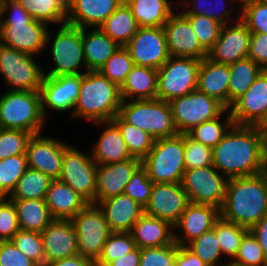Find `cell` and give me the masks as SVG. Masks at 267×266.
<instances>
[{
	"label": "cell",
	"instance_id": "obj_38",
	"mask_svg": "<svg viewBox=\"0 0 267 266\" xmlns=\"http://www.w3.org/2000/svg\"><path fill=\"white\" fill-rule=\"evenodd\" d=\"M33 17L43 23H66L68 0H17Z\"/></svg>",
	"mask_w": 267,
	"mask_h": 266
},
{
	"label": "cell",
	"instance_id": "obj_54",
	"mask_svg": "<svg viewBox=\"0 0 267 266\" xmlns=\"http://www.w3.org/2000/svg\"><path fill=\"white\" fill-rule=\"evenodd\" d=\"M3 197L0 200V241L11 240L20 230L13 202Z\"/></svg>",
	"mask_w": 267,
	"mask_h": 266
},
{
	"label": "cell",
	"instance_id": "obj_21",
	"mask_svg": "<svg viewBox=\"0 0 267 266\" xmlns=\"http://www.w3.org/2000/svg\"><path fill=\"white\" fill-rule=\"evenodd\" d=\"M169 55L172 57H192L199 60L207 57L189 20L182 14L172 16L163 26Z\"/></svg>",
	"mask_w": 267,
	"mask_h": 266
},
{
	"label": "cell",
	"instance_id": "obj_25",
	"mask_svg": "<svg viewBox=\"0 0 267 266\" xmlns=\"http://www.w3.org/2000/svg\"><path fill=\"white\" fill-rule=\"evenodd\" d=\"M124 0H68L66 23L99 28Z\"/></svg>",
	"mask_w": 267,
	"mask_h": 266
},
{
	"label": "cell",
	"instance_id": "obj_34",
	"mask_svg": "<svg viewBox=\"0 0 267 266\" xmlns=\"http://www.w3.org/2000/svg\"><path fill=\"white\" fill-rule=\"evenodd\" d=\"M139 27H163L172 16L168 0H124Z\"/></svg>",
	"mask_w": 267,
	"mask_h": 266
},
{
	"label": "cell",
	"instance_id": "obj_57",
	"mask_svg": "<svg viewBox=\"0 0 267 266\" xmlns=\"http://www.w3.org/2000/svg\"><path fill=\"white\" fill-rule=\"evenodd\" d=\"M208 0H206V2H207ZM212 2H213V0H211ZM210 1V2H211ZM221 1V0H220ZM192 2H194V9L193 8H191V6H190V9L188 10V11H186V9H185V12L184 13H182L183 15H203V16H205V17H209V18H211V19H214V20H216V21H218V22H220V23H222L223 25H225V24H228L227 22L229 21V15H230V10L228 11V9H226V10H224V8L222 7V10H224L223 12H221V11H219V12H216L215 13V9L214 10H212L211 11V6H212V4L213 3H215V2H213V3H208V4H210V6H208L207 5V7H206V4H204V3H206L205 2V0H192ZM196 2V3H195ZM201 2H203V4L201 3ZM224 3H222V2H216V6H218V8L217 9H219L220 8V6L219 5H223ZM206 8H205V7ZM220 10V9H219ZM225 18V19H224ZM226 19H228V21L226 20Z\"/></svg>",
	"mask_w": 267,
	"mask_h": 266
},
{
	"label": "cell",
	"instance_id": "obj_45",
	"mask_svg": "<svg viewBox=\"0 0 267 266\" xmlns=\"http://www.w3.org/2000/svg\"><path fill=\"white\" fill-rule=\"evenodd\" d=\"M186 247L197 255L208 266H215L220 256H222L221 248L217 240L215 230L203 233L200 237L187 242Z\"/></svg>",
	"mask_w": 267,
	"mask_h": 266
},
{
	"label": "cell",
	"instance_id": "obj_40",
	"mask_svg": "<svg viewBox=\"0 0 267 266\" xmlns=\"http://www.w3.org/2000/svg\"><path fill=\"white\" fill-rule=\"evenodd\" d=\"M213 229L216 232L222 254H226L234 259L238 253L242 239L249 232V229L225 221L221 217L214 223Z\"/></svg>",
	"mask_w": 267,
	"mask_h": 266
},
{
	"label": "cell",
	"instance_id": "obj_12",
	"mask_svg": "<svg viewBox=\"0 0 267 266\" xmlns=\"http://www.w3.org/2000/svg\"><path fill=\"white\" fill-rule=\"evenodd\" d=\"M96 167L91 157L64 143L61 182L70 186L89 204L96 205Z\"/></svg>",
	"mask_w": 267,
	"mask_h": 266
},
{
	"label": "cell",
	"instance_id": "obj_49",
	"mask_svg": "<svg viewBox=\"0 0 267 266\" xmlns=\"http://www.w3.org/2000/svg\"><path fill=\"white\" fill-rule=\"evenodd\" d=\"M32 136L25 130L0 128V160L26 154L27 144Z\"/></svg>",
	"mask_w": 267,
	"mask_h": 266
},
{
	"label": "cell",
	"instance_id": "obj_9",
	"mask_svg": "<svg viewBox=\"0 0 267 266\" xmlns=\"http://www.w3.org/2000/svg\"><path fill=\"white\" fill-rule=\"evenodd\" d=\"M169 104L178 134H187L195 126L220 117L229 110L217 99L197 90L173 99Z\"/></svg>",
	"mask_w": 267,
	"mask_h": 266
},
{
	"label": "cell",
	"instance_id": "obj_3",
	"mask_svg": "<svg viewBox=\"0 0 267 266\" xmlns=\"http://www.w3.org/2000/svg\"><path fill=\"white\" fill-rule=\"evenodd\" d=\"M9 8L12 14L3 20L1 17ZM46 25L34 20L17 0H0V44L34 55L41 52L50 39Z\"/></svg>",
	"mask_w": 267,
	"mask_h": 266
},
{
	"label": "cell",
	"instance_id": "obj_20",
	"mask_svg": "<svg viewBox=\"0 0 267 266\" xmlns=\"http://www.w3.org/2000/svg\"><path fill=\"white\" fill-rule=\"evenodd\" d=\"M82 74L44 76L40 94L45 117L48 105L53 110L66 111L75 107L79 97Z\"/></svg>",
	"mask_w": 267,
	"mask_h": 266
},
{
	"label": "cell",
	"instance_id": "obj_64",
	"mask_svg": "<svg viewBox=\"0 0 267 266\" xmlns=\"http://www.w3.org/2000/svg\"><path fill=\"white\" fill-rule=\"evenodd\" d=\"M215 266H218V265L216 264ZM219 266H240V265L232 260V262L230 261L229 263H226L224 265L219 264Z\"/></svg>",
	"mask_w": 267,
	"mask_h": 266
},
{
	"label": "cell",
	"instance_id": "obj_51",
	"mask_svg": "<svg viewBox=\"0 0 267 266\" xmlns=\"http://www.w3.org/2000/svg\"><path fill=\"white\" fill-rule=\"evenodd\" d=\"M240 20L251 33L267 34V3L246 1L241 6Z\"/></svg>",
	"mask_w": 267,
	"mask_h": 266
},
{
	"label": "cell",
	"instance_id": "obj_58",
	"mask_svg": "<svg viewBox=\"0 0 267 266\" xmlns=\"http://www.w3.org/2000/svg\"><path fill=\"white\" fill-rule=\"evenodd\" d=\"M175 266H208L186 246L177 244Z\"/></svg>",
	"mask_w": 267,
	"mask_h": 266
},
{
	"label": "cell",
	"instance_id": "obj_52",
	"mask_svg": "<svg viewBox=\"0 0 267 266\" xmlns=\"http://www.w3.org/2000/svg\"><path fill=\"white\" fill-rule=\"evenodd\" d=\"M153 184L148 178L146 169L141 165L126 185L124 194L145 208L150 200Z\"/></svg>",
	"mask_w": 267,
	"mask_h": 266
},
{
	"label": "cell",
	"instance_id": "obj_65",
	"mask_svg": "<svg viewBox=\"0 0 267 266\" xmlns=\"http://www.w3.org/2000/svg\"><path fill=\"white\" fill-rule=\"evenodd\" d=\"M249 1H252V2H264V3H267V0H249Z\"/></svg>",
	"mask_w": 267,
	"mask_h": 266
},
{
	"label": "cell",
	"instance_id": "obj_55",
	"mask_svg": "<svg viewBox=\"0 0 267 266\" xmlns=\"http://www.w3.org/2000/svg\"><path fill=\"white\" fill-rule=\"evenodd\" d=\"M0 266H38L26 257L11 240L0 241Z\"/></svg>",
	"mask_w": 267,
	"mask_h": 266
},
{
	"label": "cell",
	"instance_id": "obj_5",
	"mask_svg": "<svg viewBox=\"0 0 267 266\" xmlns=\"http://www.w3.org/2000/svg\"><path fill=\"white\" fill-rule=\"evenodd\" d=\"M44 115L40 91L8 90L0 97V128L41 134Z\"/></svg>",
	"mask_w": 267,
	"mask_h": 266
},
{
	"label": "cell",
	"instance_id": "obj_26",
	"mask_svg": "<svg viewBox=\"0 0 267 266\" xmlns=\"http://www.w3.org/2000/svg\"><path fill=\"white\" fill-rule=\"evenodd\" d=\"M97 205L112 232H130L144 214V207L124 193L102 200Z\"/></svg>",
	"mask_w": 267,
	"mask_h": 266
},
{
	"label": "cell",
	"instance_id": "obj_22",
	"mask_svg": "<svg viewBox=\"0 0 267 266\" xmlns=\"http://www.w3.org/2000/svg\"><path fill=\"white\" fill-rule=\"evenodd\" d=\"M41 237L45 264L78 255L76 230L69 219H53Z\"/></svg>",
	"mask_w": 267,
	"mask_h": 266
},
{
	"label": "cell",
	"instance_id": "obj_18",
	"mask_svg": "<svg viewBox=\"0 0 267 266\" xmlns=\"http://www.w3.org/2000/svg\"><path fill=\"white\" fill-rule=\"evenodd\" d=\"M237 22L223 25L216 43L207 51L208 59L230 65L248 57L251 32L240 18Z\"/></svg>",
	"mask_w": 267,
	"mask_h": 266
},
{
	"label": "cell",
	"instance_id": "obj_53",
	"mask_svg": "<svg viewBox=\"0 0 267 266\" xmlns=\"http://www.w3.org/2000/svg\"><path fill=\"white\" fill-rule=\"evenodd\" d=\"M177 244L140 249V266H175Z\"/></svg>",
	"mask_w": 267,
	"mask_h": 266
},
{
	"label": "cell",
	"instance_id": "obj_37",
	"mask_svg": "<svg viewBox=\"0 0 267 266\" xmlns=\"http://www.w3.org/2000/svg\"><path fill=\"white\" fill-rule=\"evenodd\" d=\"M52 179L38 170L27 168L19 179L15 189L9 196L10 200L43 199L50 188Z\"/></svg>",
	"mask_w": 267,
	"mask_h": 266
},
{
	"label": "cell",
	"instance_id": "obj_36",
	"mask_svg": "<svg viewBox=\"0 0 267 266\" xmlns=\"http://www.w3.org/2000/svg\"><path fill=\"white\" fill-rule=\"evenodd\" d=\"M262 68L246 57L229 65L228 109L252 85Z\"/></svg>",
	"mask_w": 267,
	"mask_h": 266
},
{
	"label": "cell",
	"instance_id": "obj_1",
	"mask_svg": "<svg viewBox=\"0 0 267 266\" xmlns=\"http://www.w3.org/2000/svg\"><path fill=\"white\" fill-rule=\"evenodd\" d=\"M212 156L213 166L227 179L267 170L264 135L257 126L233 125L213 148Z\"/></svg>",
	"mask_w": 267,
	"mask_h": 266
},
{
	"label": "cell",
	"instance_id": "obj_47",
	"mask_svg": "<svg viewBox=\"0 0 267 266\" xmlns=\"http://www.w3.org/2000/svg\"><path fill=\"white\" fill-rule=\"evenodd\" d=\"M13 244L38 266H45V253L41 233L22 231L11 239Z\"/></svg>",
	"mask_w": 267,
	"mask_h": 266
},
{
	"label": "cell",
	"instance_id": "obj_30",
	"mask_svg": "<svg viewBox=\"0 0 267 266\" xmlns=\"http://www.w3.org/2000/svg\"><path fill=\"white\" fill-rule=\"evenodd\" d=\"M108 127L101 134L95 144L92 158L97 165L121 162L132 158L121 131L113 121L98 122Z\"/></svg>",
	"mask_w": 267,
	"mask_h": 266
},
{
	"label": "cell",
	"instance_id": "obj_48",
	"mask_svg": "<svg viewBox=\"0 0 267 266\" xmlns=\"http://www.w3.org/2000/svg\"><path fill=\"white\" fill-rule=\"evenodd\" d=\"M213 148L193 140L184 134L185 170L213 165Z\"/></svg>",
	"mask_w": 267,
	"mask_h": 266
},
{
	"label": "cell",
	"instance_id": "obj_19",
	"mask_svg": "<svg viewBox=\"0 0 267 266\" xmlns=\"http://www.w3.org/2000/svg\"><path fill=\"white\" fill-rule=\"evenodd\" d=\"M26 157L28 168L38 170L52 180H58L62 169L64 144L40 134L33 135L27 144Z\"/></svg>",
	"mask_w": 267,
	"mask_h": 266
},
{
	"label": "cell",
	"instance_id": "obj_61",
	"mask_svg": "<svg viewBox=\"0 0 267 266\" xmlns=\"http://www.w3.org/2000/svg\"><path fill=\"white\" fill-rule=\"evenodd\" d=\"M95 262L91 259L80 256L79 254L70 258H64L45 264V266H94Z\"/></svg>",
	"mask_w": 267,
	"mask_h": 266
},
{
	"label": "cell",
	"instance_id": "obj_31",
	"mask_svg": "<svg viewBox=\"0 0 267 266\" xmlns=\"http://www.w3.org/2000/svg\"><path fill=\"white\" fill-rule=\"evenodd\" d=\"M82 46L87 71H98L120 47L100 28L88 33L82 28Z\"/></svg>",
	"mask_w": 267,
	"mask_h": 266
},
{
	"label": "cell",
	"instance_id": "obj_50",
	"mask_svg": "<svg viewBox=\"0 0 267 266\" xmlns=\"http://www.w3.org/2000/svg\"><path fill=\"white\" fill-rule=\"evenodd\" d=\"M233 261L240 266H267V258L262 247L250 231L242 239Z\"/></svg>",
	"mask_w": 267,
	"mask_h": 266
},
{
	"label": "cell",
	"instance_id": "obj_33",
	"mask_svg": "<svg viewBox=\"0 0 267 266\" xmlns=\"http://www.w3.org/2000/svg\"><path fill=\"white\" fill-rule=\"evenodd\" d=\"M15 206L19 228L41 233L54 219L43 199L11 200Z\"/></svg>",
	"mask_w": 267,
	"mask_h": 266
},
{
	"label": "cell",
	"instance_id": "obj_2",
	"mask_svg": "<svg viewBox=\"0 0 267 266\" xmlns=\"http://www.w3.org/2000/svg\"><path fill=\"white\" fill-rule=\"evenodd\" d=\"M267 216V170L228 179L220 217L250 229Z\"/></svg>",
	"mask_w": 267,
	"mask_h": 266
},
{
	"label": "cell",
	"instance_id": "obj_10",
	"mask_svg": "<svg viewBox=\"0 0 267 266\" xmlns=\"http://www.w3.org/2000/svg\"><path fill=\"white\" fill-rule=\"evenodd\" d=\"M77 235L78 254L96 262L112 231L103 211L95 204H88L71 219Z\"/></svg>",
	"mask_w": 267,
	"mask_h": 266
},
{
	"label": "cell",
	"instance_id": "obj_66",
	"mask_svg": "<svg viewBox=\"0 0 267 266\" xmlns=\"http://www.w3.org/2000/svg\"><path fill=\"white\" fill-rule=\"evenodd\" d=\"M236 1H240V3L243 4L244 2H246L248 0H236Z\"/></svg>",
	"mask_w": 267,
	"mask_h": 266
},
{
	"label": "cell",
	"instance_id": "obj_59",
	"mask_svg": "<svg viewBox=\"0 0 267 266\" xmlns=\"http://www.w3.org/2000/svg\"><path fill=\"white\" fill-rule=\"evenodd\" d=\"M249 231L259 241L262 247L263 253L267 258V216L263 217L255 225H253Z\"/></svg>",
	"mask_w": 267,
	"mask_h": 266
},
{
	"label": "cell",
	"instance_id": "obj_28",
	"mask_svg": "<svg viewBox=\"0 0 267 266\" xmlns=\"http://www.w3.org/2000/svg\"><path fill=\"white\" fill-rule=\"evenodd\" d=\"M229 65L202 59L198 73L197 91L217 99L228 109Z\"/></svg>",
	"mask_w": 267,
	"mask_h": 266
},
{
	"label": "cell",
	"instance_id": "obj_23",
	"mask_svg": "<svg viewBox=\"0 0 267 266\" xmlns=\"http://www.w3.org/2000/svg\"><path fill=\"white\" fill-rule=\"evenodd\" d=\"M142 165V160L131 159L96 167V205L105 199L124 193L134 172Z\"/></svg>",
	"mask_w": 267,
	"mask_h": 266
},
{
	"label": "cell",
	"instance_id": "obj_15",
	"mask_svg": "<svg viewBox=\"0 0 267 266\" xmlns=\"http://www.w3.org/2000/svg\"><path fill=\"white\" fill-rule=\"evenodd\" d=\"M125 48L137 66L159 69L170 58L163 27H140Z\"/></svg>",
	"mask_w": 267,
	"mask_h": 266
},
{
	"label": "cell",
	"instance_id": "obj_39",
	"mask_svg": "<svg viewBox=\"0 0 267 266\" xmlns=\"http://www.w3.org/2000/svg\"><path fill=\"white\" fill-rule=\"evenodd\" d=\"M112 121L120 129L132 157L143 160L152 149L155 139L144 130L128 124L119 115Z\"/></svg>",
	"mask_w": 267,
	"mask_h": 266
},
{
	"label": "cell",
	"instance_id": "obj_41",
	"mask_svg": "<svg viewBox=\"0 0 267 266\" xmlns=\"http://www.w3.org/2000/svg\"><path fill=\"white\" fill-rule=\"evenodd\" d=\"M27 168L26 154L0 160V195H10Z\"/></svg>",
	"mask_w": 267,
	"mask_h": 266
},
{
	"label": "cell",
	"instance_id": "obj_35",
	"mask_svg": "<svg viewBox=\"0 0 267 266\" xmlns=\"http://www.w3.org/2000/svg\"><path fill=\"white\" fill-rule=\"evenodd\" d=\"M120 46H126L140 28L131 9L123 2L99 27Z\"/></svg>",
	"mask_w": 267,
	"mask_h": 266
},
{
	"label": "cell",
	"instance_id": "obj_42",
	"mask_svg": "<svg viewBox=\"0 0 267 266\" xmlns=\"http://www.w3.org/2000/svg\"><path fill=\"white\" fill-rule=\"evenodd\" d=\"M219 117L195 126L187 134L195 141L214 148L234 125L231 113L228 111L227 121L225 124L219 122Z\"/></svg>",
	"mask_w": 267,
	"mask_h": 266
},
{
	"label": "cell",
	"instance_id": "obj_8",
	"mask_svg": "<svg viewBox=\"0 0 267 266\" xmlns=\"http://www.w3.org/2000/svg\"><path fill=\"white\" fill-rule=\"evenodd\" d=\"M201 61L192 57H172L157 69V99L170 102L196 91Z\"/></svg>",
	"mask_w": 267,
	"mask_h": 266
},
{
	"label": "cell",
	"instance_id": "obj_46",
	"mask_svg": "<svg viewBox=\"0 0 267 266\" xmlns=\"http://www.w3.org/2000/svg\"><path fill=\"white\" fill-rule=\"evenodd\" d=\"M190 22L201 46L208 51L220 36L223 24L203 15H184Z\"/></svg>",
	"mask_w": 267,
	"mask_h": 266
},
{
	"label": "cell",
	"instance_id": "obj_7",
	"mask_svg": "<svg viewBox=\"0 0 267 266\" xmlns=\"http://www.w3.org/2000/svg\"><path fill=\"white\" fill-rule=\"evenodd\" d=\"M142 166L153 183H181L185 172L184 134L155 140Z\"/></svg>",
	"mask_w": 267,
	"mask_h": 266
},
{
	"label": "cell",
	"instance_id": "obj_24",
	"mask_svg": "<svg viewBox=\"0 0 267 266\" xmlns=\"http://www.w3.org/2000/svg\"><path fill=\"white\" fill-rule=\"evenodd\" d=\"M219 218L220 209L217 207L190 202L178 221L173 225L174 228L183 229V235L186 237L182 238V235H177L175 232L174 242L180 246H186L187 240L191 242L211 230Z\"/></svg>",
	"mask_w": 267,
	"mask_h": 266
},
{
	"label": "cell",
	"instance_id": "obj_32",
	"mask_svg": "<svg viewBox=\"0 0 267 266\" xmlns=\"http://www.w3.org/2000/svg\"><path fill=\"white\" fill-rule=\"evenodd\" d=\"M157 69L135 65L120 87L122 100L157 99Z\"/></svg>",
	"mask_w": 267,
	"mask_h": 266
},
{
	"label": "cell",
	"instance_id": "obj_56",
	"mask_svg": "<svg viewBox=\"0 0 267 266\" xmlns=\"http://www.w3.org/2000/svg\"><path fill=\"white\" fill-rule=\"evenodd\" d=\"M248 57L258 64L263 70H267L266 33H251Z\"/></svg>",
	"mask_w": 267,
	"mask_h": 266
},
{
	"label": "cell",
	"instance_id": "obj_13",
	"mask_svg": "<svg viewBox=\"0 0 267 266\" xmlns=\"http://www.w3.org/2000/svg\"><path fill=\"white\" fill-rule=\"evenodd\" d=\"M223 176L213 165L195 168L185 170L181 184L190 202L221 209L228 182Z\"/></svg>",
	"mask_w": 267,
	"mask_h": 266
},
{
	"label": "cell",
	"instance_id": "obj_14",
	"mask_svg": "<svg viewBox=\"0 0 267 266\" xmlns=\"http://www.w3.org/2000/svg\"><path fill=\"white\" fill-rule=\"evenodd\" d=\"M52 43V56L55 66L45 76L84 74L78 71L80 64L86 67L82 46V28L62 24Z\"/></svg>",
	"mask_w": 267,
	"mask_h": 266
},
{
	"label": "cell",
	"instance_id": "obj_43",
	"mask_svg": "<svg viewBox=\"0 0 267 266\" xmlns=\"http://www.w3.org/2000/svg\"><path fill=\"white\" fill-rule=\"evenodd\" d=\"M134 66L128 50L120 46L98 71L109 81L121 87Z\"/></svg>",
	"mask_w": 267,
	"mask_h": 266
},
{
	"label": "cell",
	"instance_id": "obj_11",
	"mask_svg": "<svg viewBox=\"0 0 267 266\" xmlns=\"http://www.w3.org/2000/svg\"><path fill=\"white\" fill-rule=\"evenodd\" d=\"M34 55L0 44V73L19 91H40L44 71L33 60Z\"/></svg>",
	"mask_w": 267,
	"mask_h": 266
},
{
	"label": "cell",
	"instance_id": "obj_27",
	"mask_svg": "<svg viewBox=\"0 0 267 266\" xmlns=\"http://www.w3.org/2000/svg\"><path fill=\"white\" fill-rule=\"evenodd\" d=\"M173 228L170 222L144 213L133 225L130 234L140 249L161 247L175 243Z\"/></svg>",
	"mask_w": 267,
	"mask_h": 266
},
{
	"label": "cell",
	"instance_id": "obj_17",
	"mask_svg": "<svg viewBox=\"0 0 267 266\" xmlns=\"http://www.w3.org/2000/svg\"><path fill=\"white\" fill-rule=\"evenodd\" d=\"M189 203L181 183H154L144 213L174 225Z\"/></svg>",
	"mask_w": 267,
	"mask_h": 266
},
{
	"label": "cell",
	"instance_id": "obj_29",
	"mask_svg": "<svg viewBox=\"0 0 267 266\" xmlns=\"http://www.w3.org/2000/svg\"><path fill=\"white\" fill-rule=\"evenodd\" d=\"M49 212L54 219H69L82 211L89 203L70 186L53 180L45 197Z\"/></svg>",
	"mask_w": 267,
	"mask_h": 266
},
{
	"label": "cell",
	"instance_id": "obj_60",
	"mask_svg": "<svg viewBox=\"0 0 267 266\" xmlns=\"http://www.w3.org/2000/svg\"><path fill=\"white\" fill-rule=\"evenodd\" d=\"M106 266H140V248L136 247L126 255L109 262Z\"/></svg>",
	"mask_w": 267,
	"mask_h": 266
},
{
	"label": "cell",
	"instance_id": "obj_63",
	"mask_svg": "<svg viewBox=\"0 0 267 266\" xmlns=\"http://www.w3.org/2000/svg\"><path fill=\"white\" fill-rule=\"evenodd\" d=\"M264 147H265V162L267 165V133L264 135Z\"/></svg>",
	"mask_w": 267,
	"mask_h": 266
},
{
	"label": "cell",
	"instance_id": "obj_62",
	"mask_svg": "<svg viewBox=\"0 0 267 266\" xmlns=\"http://www.w3.org/2000/svg\"><path fill=\"white\" fill-rule=\"evenodd\" d=\"M259 130L265 135L267 133V114L263 121L257 126Z\"/></svg>",
	"mask_w": 267,
	"mask_h": 266
},
{
	"label": "cell",
	"instance_id": "obj_6",
	"mask_svg": "<svg viewBox=\"0 0 267 266\" xmlns=\"http://www.w3.org/2000/svg\"><path fill=\"white\" fill-rule=\"evenodd\" d=\"M118 115L155 140L178 134L169 102L160 99L132 100L129 103L123 100Z\"/></svg>",
	"mask_w": 267,
	"mask_h": 266
},
{
	"label": "cell",
	"instance_id": "obj_16",
	"mask_svg": "<svg viewBox=\"0 0 267 266\" xmlns=\"http://www.w3.org/2000/svg\"><path fill=\"white\" fill-rule=\"evenodd\" d=\"M234 125L258 126L267 114V70L229 108Z\"/></svg>",
	"mask_w": 267,
	"mask_h": 266
},
{
	"label": "cell",
	"instance_id": "obj_4",
	"mask_svg": "<svg viewBox=\"0 0 267 266\" xmlns=\"http://www.w3.org/2000/svg\"><path fill=\"white\" fill-rule=\"evenodd\" d=\"M122 101L118 85L99 71L85 70L73 116L95 122L112 121L119 114Z\"/></svg>",
	"mask_w": 267,
	"mask_h": 266
},
{
	"label": "cell",
	"instance_id": "obj_44",
	"mask_svg": "<svg viewBox=\"0 0 267 266\" xmlns=\"http://www.w3.org/2000/svg\"><path fill=\"white\" fill-rule=\"evenodd\" d=\"M135 248L136 244L130 232H112L95 264L106 266L109 262L126 255Z\"/></svg>",
	"mask_w": 267,
	"mask_h": 266
}]
</instances>
